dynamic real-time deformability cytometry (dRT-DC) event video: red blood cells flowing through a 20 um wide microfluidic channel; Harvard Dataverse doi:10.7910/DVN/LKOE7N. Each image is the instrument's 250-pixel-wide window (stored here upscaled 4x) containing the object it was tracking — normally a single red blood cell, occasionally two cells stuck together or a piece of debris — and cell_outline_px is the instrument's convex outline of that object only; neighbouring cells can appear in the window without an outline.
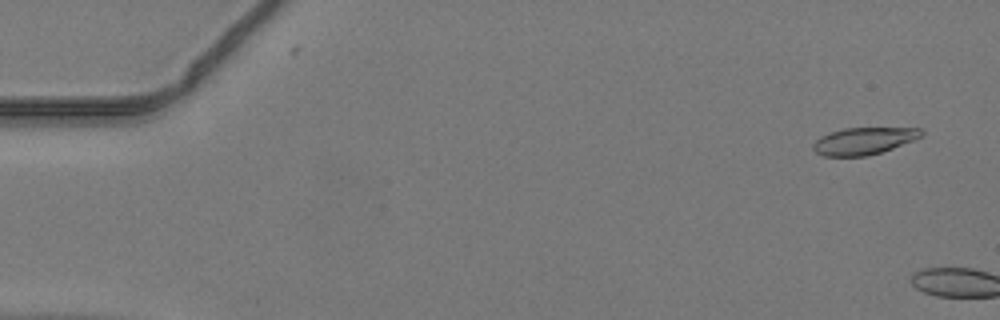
{"species": "common noctule bat (a hibernating species)", "species_latin": "Nyctalus noctula", "temperature_condition": "warm", "stored_images_in_passage": 5, "camera_frame_rate_fps": 3000, "um_per_image_px": 0.085, "animal": {"sex": "male", "body_mass_g": 19.2, "forearm_length_mm": 51.8}, "frame": {"image": 1, "passage_image": 3, "time_ms": 0.667, "image_size_px": [1000, 320], "cell_outline_px": [[924, 132], [920, 136], [912, 140], [892, 148], [880, 152], [864, 156], [824, 156], [816, 152], [812, 148], [812, 144], [820, 136], [844, 128], [920, 128]], "centroid_in_image_um": [73.37, 11.98], "position_along_channel_um": 11.6, "area_um2": 16.76}}